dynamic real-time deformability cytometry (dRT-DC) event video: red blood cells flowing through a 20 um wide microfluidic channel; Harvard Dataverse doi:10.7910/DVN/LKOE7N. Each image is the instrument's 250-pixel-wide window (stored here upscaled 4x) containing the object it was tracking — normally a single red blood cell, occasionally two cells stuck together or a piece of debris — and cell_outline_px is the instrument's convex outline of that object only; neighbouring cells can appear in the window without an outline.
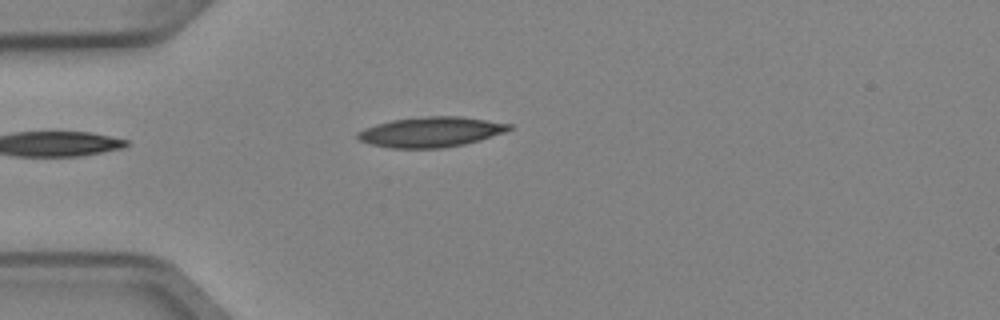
{"species": "Egyptian fruit bat (a non-hibernating species)", "species_latin": "Rousettus aegyptiacus", "temperature_condition": "cold", "stored_images_in_passage": 2, "camera_frame_rate_fps": 3000, "um_per_image_px": 0.085, "animal": {"sex": "female"}, "frame": {"image": 1, "passage_image": 2, "time_ms": 0.333, "image_size_px": [1000, 320], "cell_outline_px": [[512, 128], [504, 132], [464, 144], [440, 148], [392, 148], [372, 144], [360, 140], [356, 136], [356, 132], [364, 128], [376, 124], [392, 120], [428, 116], [460, 116], [512, 124]], "centroid_in_image_um": [36.59, 11.21], "position_along_channel_um": 48.4, "area_um2": 26.3}}